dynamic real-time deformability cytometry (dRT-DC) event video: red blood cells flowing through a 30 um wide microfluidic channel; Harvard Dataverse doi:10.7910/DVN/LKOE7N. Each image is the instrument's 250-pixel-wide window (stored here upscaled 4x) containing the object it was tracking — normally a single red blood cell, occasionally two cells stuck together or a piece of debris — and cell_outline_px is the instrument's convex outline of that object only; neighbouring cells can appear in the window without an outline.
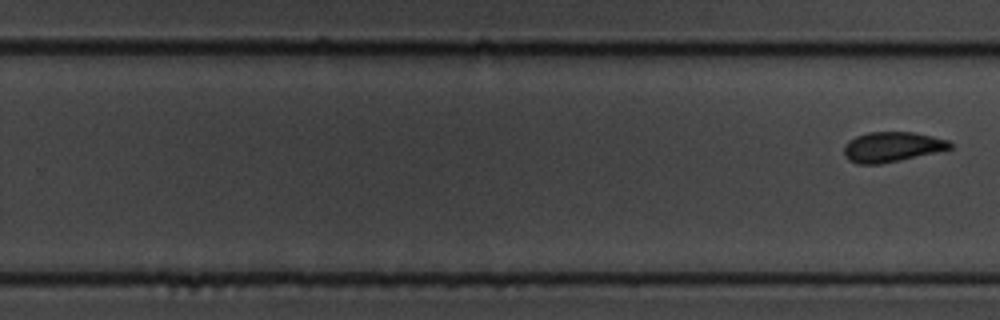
{"species": "common noctule bat (a hibernating species)", "species_latin": "Nyctalus noctula", "temperature_condition": "cold", "stored_images_in_passage": 11, "segment_of_instrument_passage": [2, 2], "camera_frame_rate_fps": 3000, "um_per_image_px": 0.085, "animal": {"sex": "male", "body_mass_g": 19.5, "forearm_length_mm": 54.6}, "frame": {"image": 1, "passage_image": 11, "time_ms": 3.333, "image_size_px": [1000, 320], "cell_outline_px": [[952, 148], [936, 152], [900, 160], [880, 164], [856, 164], [848, 160], [844, 156], [844, 144], [848, 140], [856, 136], [868, 132], [916, 132], [948, 140], [952, 144]], "centroid_in_image_um": [75.78, 12.48], "position_along_channel_um": 254.0, "area_um2": 18.67}}